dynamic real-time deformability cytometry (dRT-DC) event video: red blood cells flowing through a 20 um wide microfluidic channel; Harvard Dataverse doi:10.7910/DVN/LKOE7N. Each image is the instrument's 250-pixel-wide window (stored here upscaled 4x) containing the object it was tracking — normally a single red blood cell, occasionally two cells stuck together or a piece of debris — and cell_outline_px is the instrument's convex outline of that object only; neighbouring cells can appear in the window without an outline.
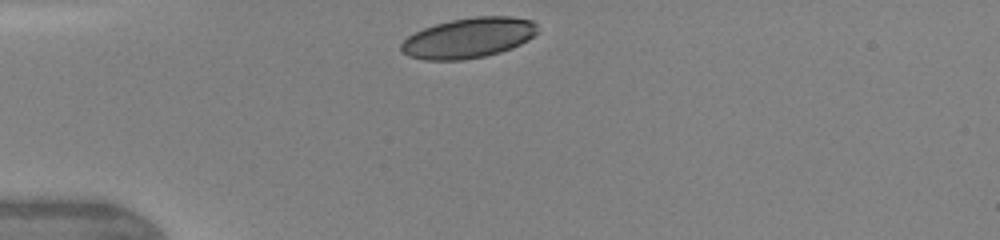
{"species": "human", "species_latin": "Homo sapiens", "temperature_condition": "warm", "stored_images_in_passage": 32, "camera_frame_rate_fps": 3000, "um_per_image_px": 0.085, "donor": {"sex": "female"}, "frame": {"image": 1, "passage_image": 1, "time_ms": 0.0, "image_size_px": [1000, 240], "cell_outline_px": [[540, 32], [528, 40], [512, 48], [500, 52], [484, 56], [464, 60], [424, 60], [408, 56], [400, 48], [400, 44], [408, 36], [424, 28], [436, 24], [452, 20], [476, 16], [512, 16], [532, 20], [536, 24]], "centroid_in_image_um": [39.86, 3.22], "position_along_channel_um": 45.1, "area_um2": 32.08}}
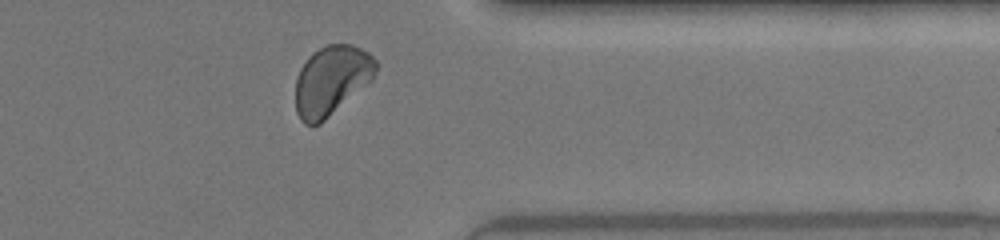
{"frame": {"image": 2, "passage_image": 28, "time_ms": 8.667, "image_size_px": [1000, 240], "cell_outline_px": [[376, 72], [372, 80], [320, 124], [304, 124], [300, 120], [296, 112], [296, 80], [300, 68], [308, 56], [312, 52], [328, 44], [352, 44], [368, 52], [376, 60]], "centroid_in_image_um": [28.17, 6.82], "position_along_channel_um": 383.2, "area_um2": 32.48}, "authors_computed_cell_mechanics": {"area_um2": 32.368, "velocity_mm_per_s": 4.2729, "shape_relaxation_time_tau1_ms": 3.0541, "shape_relaxation_time_tau2_ms": 3.0396, "deformation_change_tau1": 0.106, "deformation_change_tau2": 0.0616}}